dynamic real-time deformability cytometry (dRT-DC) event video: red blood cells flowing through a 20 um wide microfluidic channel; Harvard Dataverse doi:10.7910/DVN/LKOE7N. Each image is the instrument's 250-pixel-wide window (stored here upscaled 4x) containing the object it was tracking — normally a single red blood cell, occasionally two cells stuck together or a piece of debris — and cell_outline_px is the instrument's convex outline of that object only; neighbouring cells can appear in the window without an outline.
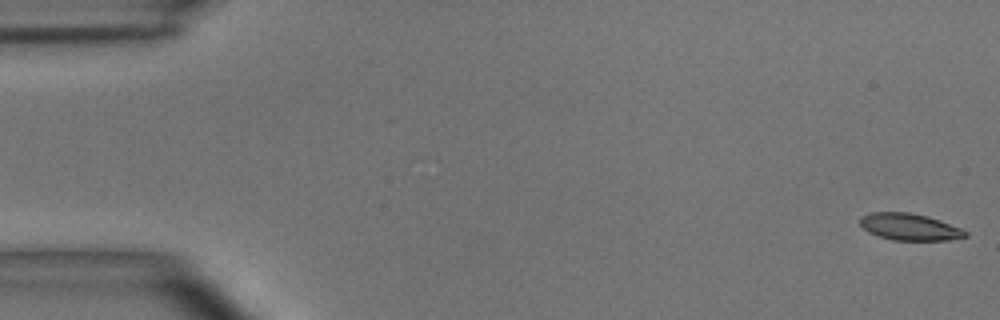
{"species": "common noctule bat (a hibernating species)", "species_latin": "Nyctalus noctula", "temperature_condition": "room temperature", "stored_images_in_passage": 55, "camera_frame_rate_fps": 3000, "um_per_image_px": 0.085, "animal": {"sex": "male", "body_mass_g": 15.6}, "frame": {"image": 1, "passage_image": 1, "time_ms": 0.0, "image_size_px": [1000, 320], "cell_outline_px": [[968, 236], [948, 240], [892, 240], [868, 232], [860, 224], [860, 216], [868, 212], [908, 212], [928, 216], [940, 220], [960, 228], [968, 232]], "centroid_in_image_um": [77.3, 19.27], "position_along_channel_um": 7.7, "area_um2": 16.47}}
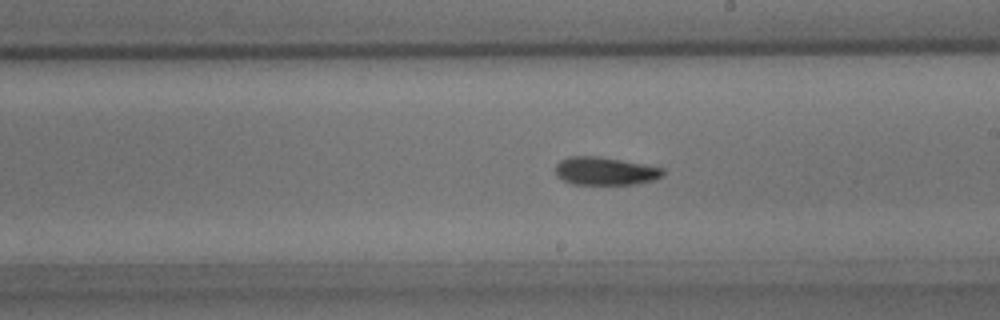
{"frame": {"image": 2, "passage_image": 31, "time_ms": 10.0, "image_size_px": [1000, 320], "cell_outline_px": [[664, 176], [652, 180], [632, 184], [572, 184], [556, 176], [556, 164], [560, 160], [568, 156], [596, 156], [644, 164], [664, 168]], "centroid_in_image_um": [51.42, 14.53], "position_along_channel_um": 237.6, "area_um2": 17.46}}
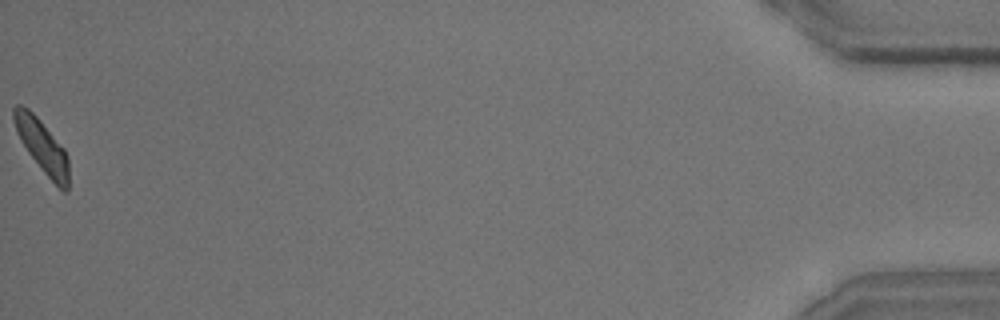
{"frame": {"image": 3, "passage_image": 55, "time_ms": 18.0, "image_size_px": [1000, 320], "cell_outline_px": [[68, 192], [64, 192], [44, 172], [28, 152], [20, 140], [12, 120], [12, 108], [16, 104], [20, 104], [28, 108], [36, 116], [64, 148], [68, 156]], "centroid_in_image_um": [3.55, 12.38], "position_along_channel_um": 431.6, "area_um2": 16.76}, "authors_computed_cell_mechanics": {"area_um2": 17.2822, "velocity_mm_per_s": 3.6531, "shape_relaxation_time_tau1_ms": 5.7427, "shape_relaxation_time_tau2_ms": 3.9213, "deformation_change_tau1": 0.1377, "deformation_change_tau2": 0.0967}}